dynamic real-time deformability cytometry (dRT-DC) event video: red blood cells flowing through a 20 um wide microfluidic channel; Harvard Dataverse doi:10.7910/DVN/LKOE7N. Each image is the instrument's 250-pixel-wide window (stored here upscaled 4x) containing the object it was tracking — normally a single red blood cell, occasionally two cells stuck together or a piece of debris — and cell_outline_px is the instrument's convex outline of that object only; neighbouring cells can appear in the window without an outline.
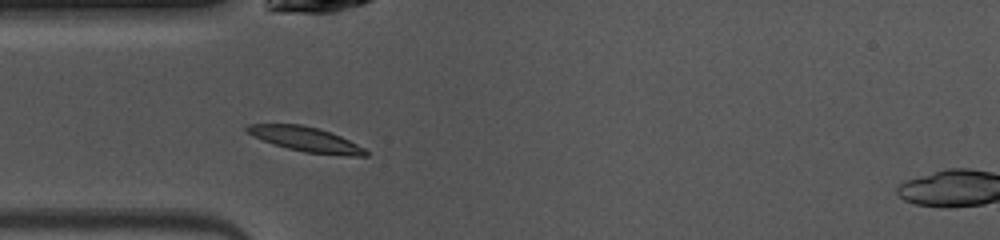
{"species": "common noctule bat (a hibernating species)", "species_latin": "Nyctalus noctula", "temperature_condition": "warm", "stored_images_in_passage": 36, "camera_frame_rate_fps": 3000, "um_per_image_px": 0.085, "animal": {"sex": "female", "body_mass_g": 10.0, "forearm_length_mm": 53.1}, "frame": {"image": 1, "passage_image": 1, "time_ms": 0.0, "image_size_px": [1000, 240], "cell_outline_px": [[368, 156], [348, 156], [304, 152], [288, 148], [264, 140], [248, 132], [244, 128], [248, 124], [300, 124], [316, 128], [340, 136], [364, 148], [368, 152]], "centroid_in_image_um": [26.02, 11.84], "position_along_channel_um": 59.0, "area_um2": 16.65}}
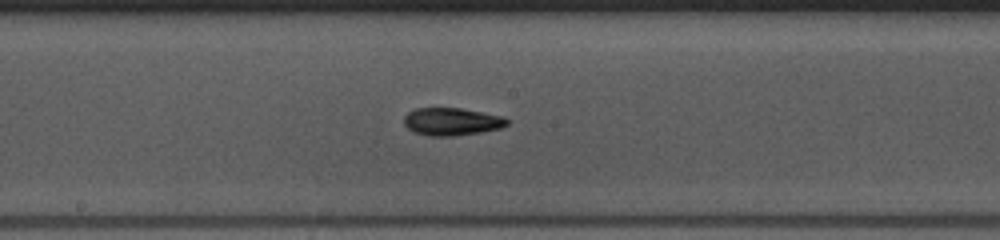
{"frame": {"image": 2, "passage_image": 12, "time_ms": 3.667, "image_size_px": [1000, 240], "cell_outline_px": [[508, 124], [500, 128], [480, 132], [456, 136], [428, 136], [416, 132], [408, 128], [404, 124], [404, 116], [408, 112], [416, 108], [460, 108], [504, 116], [508, 120]], "centroid_in_image_um": [38.4, 10.33], "position_along_channel_um": 209.8, "area_um2": 16.59}}
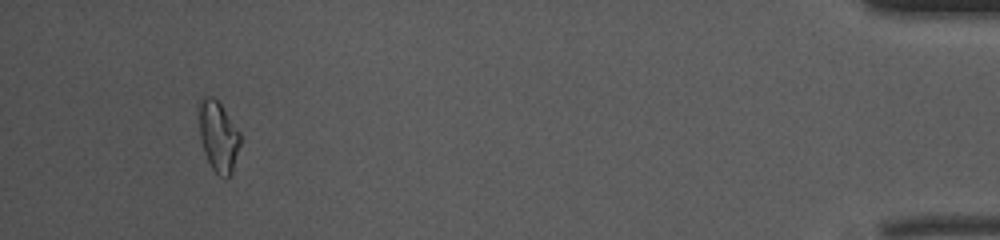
{"frame": {"image": 3, "passage_image": 33, "time_ms": 10.667, "image_size_px": [1000, 240], "cell_outline_px": [[240, 144], [232, 172], [228, 176], [220, 176], [212, 168], [204, 152], [200, 140], [196, 104], [204, 96], [212, 96], [220, 104], [240, 132]], "centroid_in_image_um": [18.51, 11.53], "position_along_channel_um": 416.7, "area_um2": 17.11}, "authors_computed_cell_mechanics": {"area_um2": 16.2996, "velocity_mm_per_s": 4.0801, "shape_relaxation_time_tau1_ms": 6.3898, "shape_relaxation_time_tau2_ms": null, "deformation_change_tau1": 0.1758, "deformation_change_tau2": null}}